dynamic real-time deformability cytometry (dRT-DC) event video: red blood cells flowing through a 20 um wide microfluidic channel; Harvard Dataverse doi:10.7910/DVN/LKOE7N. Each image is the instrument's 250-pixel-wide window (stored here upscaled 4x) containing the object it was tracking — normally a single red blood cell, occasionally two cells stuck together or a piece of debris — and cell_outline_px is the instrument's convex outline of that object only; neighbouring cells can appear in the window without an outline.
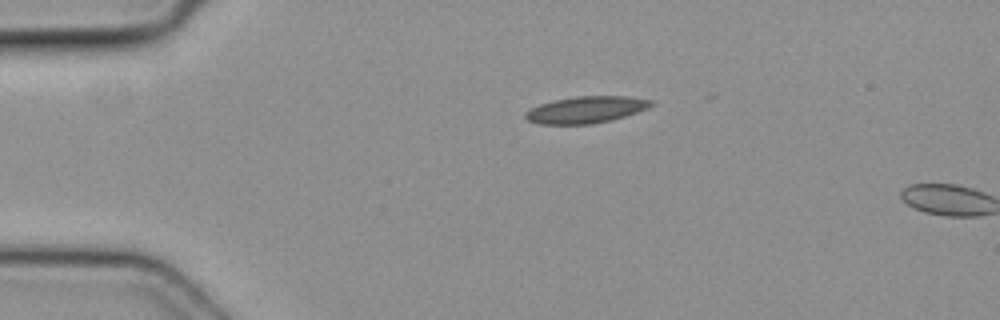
{"species": "common noctule bat (a hibernating species)", "species_latin": "Nyctalus noctula", "temperature_condition": "cold", "stored_images_in_passage": 2, "camera_frame_rate_fps": 3000, "um_per_image_px": 0.085, "animal": {"sex": "female", "body_mass_g": 19.3, "forearm_length_mm": 54.1}, "frame": {"image": 1, "passage_image": 1, "time_ms": 0.0, "image_size_px": [1000, 320], "cell_outline_px": [[656, 104], [648, 108], [612, 120], [592, 124], [540, 124], [528, 120], [524, 116], [524, 112], [540, 104], [552, 100], [576, 96], [628, 96], [652, 100]], "centroid_in_image_um": [49.82, 9.32], "position_along_channel_um": 35.2, "area_um2": 19.65}}